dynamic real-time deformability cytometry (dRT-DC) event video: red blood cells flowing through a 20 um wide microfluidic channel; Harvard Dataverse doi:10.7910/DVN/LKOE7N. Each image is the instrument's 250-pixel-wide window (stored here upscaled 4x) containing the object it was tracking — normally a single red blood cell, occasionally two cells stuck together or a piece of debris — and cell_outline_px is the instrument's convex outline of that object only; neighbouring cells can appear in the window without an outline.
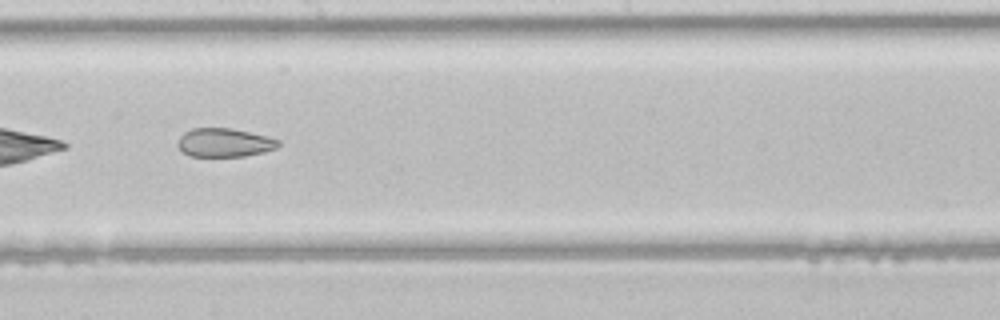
{"species": "common noctule bat (a hibernating species)", "species_latin": "Nyctalus noctula", "temperature_condition": "room temperature", "stored_images_in_passage": 30, "camera_frame_rate_fps": 3000, "um_per_image_px": 0.085, "animal": {"sex": "male", "body_mass_g": 21.5, "forearm_length_mm": 52.0}, "frame": {"image": 1, "passage_image": 13, "time_ms": 4.0, "image_size_px": [1000, 320], "cell_outline_px": [[280, 144], [276, 148], [264, 152], [244, 156], [188, 156], [180, 152], [176, 144], [180, 136], [184, 132], [192, 128], [232, 128], [280, 140]], "centroid_in_image_um": [19.01, 12.13], "position_along_channel_um": 229.2, "area_um2": 16.88}}